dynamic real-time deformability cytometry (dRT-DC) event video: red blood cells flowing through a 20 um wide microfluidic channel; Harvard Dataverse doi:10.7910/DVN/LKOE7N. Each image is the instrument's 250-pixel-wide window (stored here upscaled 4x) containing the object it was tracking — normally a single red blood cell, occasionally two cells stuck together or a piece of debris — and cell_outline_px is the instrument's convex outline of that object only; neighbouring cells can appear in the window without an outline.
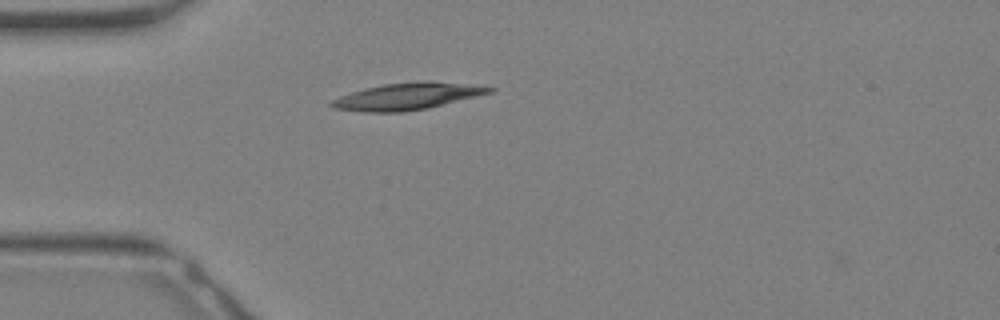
{"species": "Egyptian fruit bat (a non-hibernating species)", "species_latin": "Rousettus aegyptiacus", "temperature_condition": "warm", "stored_images_in_passage": 4, "camera_frame_rate_fps": 3000, "um_per_image_px": 0.085, "animal": {"sex": "female"}, "frame": {"image": 1, "passage_image": 1, "time_ms": 0.0, "image_size_px": [1000, 320], "cell_outline_px": [[496, 88], [492, 92], [428, 108], [404, 112], [364, 112], [332, 108], [328, 104], [332, 100], [340, 96], [364, 88], [384, 84], [456, 84]], "centroid_in_image_um": [34.46, 8.25], "position_along_channel_um": 50.5, "area_um2": 23.24}}
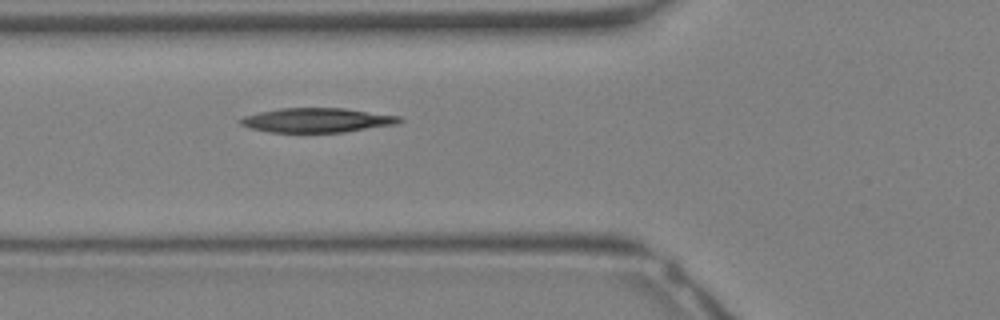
{"frame": {"image": 2, "passage_image": 4, "time_ms": 1.0, "image_size_px": [1000, 320], "cell_outline_px": [[404, 120], [400, 124], [344, 132], [268, 132], [248, 128], [240, 124], [236, 120], [244, 116], [260, 112], [280, 108], [344, 108], [400, 116]], "centroid_in_image_um": [26.95, 10.22], "position_along_channel_um": 98.9, "area_um2": 22.83}}